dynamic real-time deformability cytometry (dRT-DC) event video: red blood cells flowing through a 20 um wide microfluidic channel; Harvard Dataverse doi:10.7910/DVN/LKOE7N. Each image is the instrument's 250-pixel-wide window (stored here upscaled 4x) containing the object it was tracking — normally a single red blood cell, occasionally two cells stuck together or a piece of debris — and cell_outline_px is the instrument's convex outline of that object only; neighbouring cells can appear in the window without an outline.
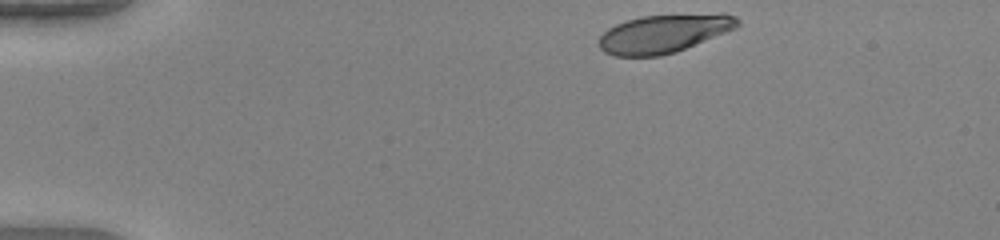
{"species": "human", "species_latin": "Homo sapiens", "temperature_condition": "warm", "stored_images_in_passage": 38, "camera_frame_rate_fps": 3000, "um_per_image_px": 0.085, "donor": {"sex": "female"}, "frame": {"image": 1, "passage_image": 1, "time_ms": 0.0, "image_size_px": [1000, 240], "cell_outline_px": [[740, 24], [736, 28], [676, 52], [660, 56], [612, 56], [604, 52], [600, 48], [600, 36], [608, 28], [616, 24], [640, 16], [720, 12], [724, 12], [736, 16], [740, 20]], "centroid_in_image_um": [56.47, 2.83], "position_along_channel_um": 28.5, "area_um2": 31.33}}
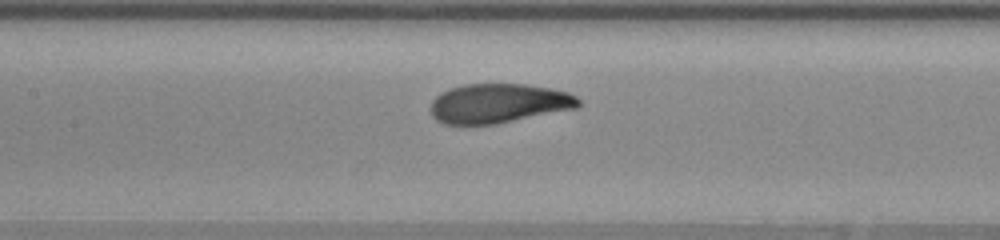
{"frame": {"image": 2, "passage_image": 17, "time_ms": 5.333, "image_size_px": [1000, 240], "cell_outline_px": [[580, 108], [496, 124], [444, 124], [436, 120], [432, 116], [432, 100], [440, 92], [464, 84], [524, 84], [548, 88], [568, 92], [576, 96], [580, 100]], "centroid_in_image_um": [42.41, 8.79], "position_along_channel_um": 165.0, "area_um2": 34.04}}
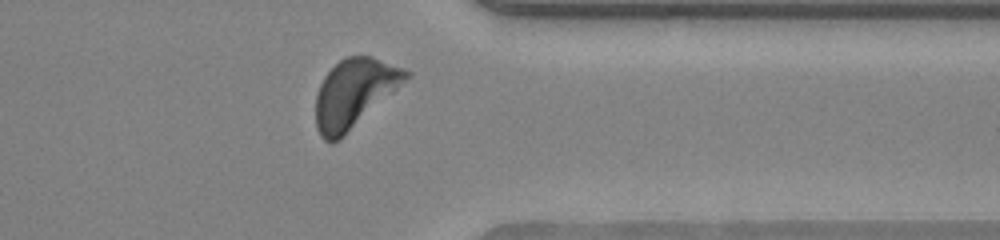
{"frame": {"image": 3, "passage_image": 33, "time_ms": 10.667, "image_size_px": [1000, 240], "cell_outline_px": [[412, 76], [340, 140], [332, 144], [324, 140], [320, 136], [316, 128], [316, 96], [320, 84], [324, 76], [340, 60], [348, 56], [372, 56], [404, 68], [412, 72]], "centroid_in_image_um": [30.13, 7.94], "position_along_channel_um": 381.3, "area_um2": 36.18}, "authors_computed_cell_mechanics": {"area_um2": 34.6222, "velocity_mm_per_s": 4.1316, "shape_relaxation_time_tau1_ms": 2.6996, "shape_relaxation_time_tau2_ms": 0.6262, "deformation_change_tau1": 0.1833, "deformation_change_tau2": 0.0674}}